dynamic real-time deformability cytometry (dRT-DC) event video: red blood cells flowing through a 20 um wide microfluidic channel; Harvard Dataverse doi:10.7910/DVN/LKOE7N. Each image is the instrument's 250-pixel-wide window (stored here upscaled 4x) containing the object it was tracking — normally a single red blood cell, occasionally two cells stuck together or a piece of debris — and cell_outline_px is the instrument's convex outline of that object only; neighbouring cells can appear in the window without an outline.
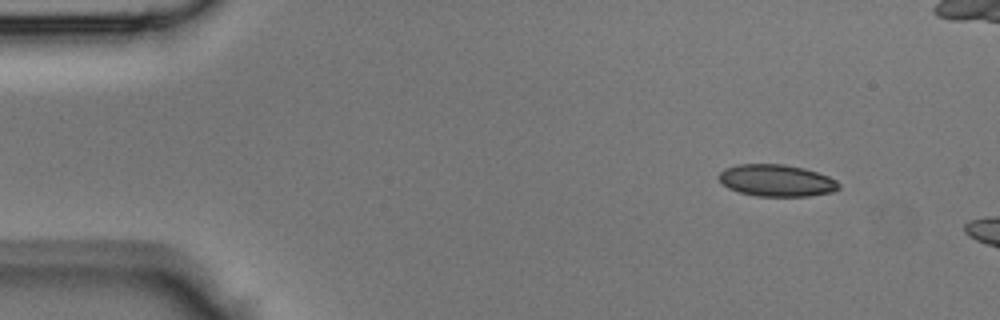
{"species": "Egyptian fruit bat (a non-hibernating species)", "species_latin": "Rousettus aegyptiacus", "temperature_condition": "room temperature", "stored_images_in_passage": 37, "camera_frame_rate_fps": 3000, "um_per_image_px": 0.085, "animal": {"sex": "male"}, "frame": {"image": 1, "passage_image": 1, "time_ms": 0.0, "image_size_px": [1000, 320], "cell_outline_px": [[840, 188], [832, 192], [808, 196], [756, 196], [740, 192], [728, 188], [716, 176], [724, 168], [736, 164], [784, 164], [804, 168], [828, 176], [836, 180], [840, 184]], "centroid_in_image_um": [65.99, 15.33], "position_along_channel_um": 19.0, "area_um2": 22.37}}
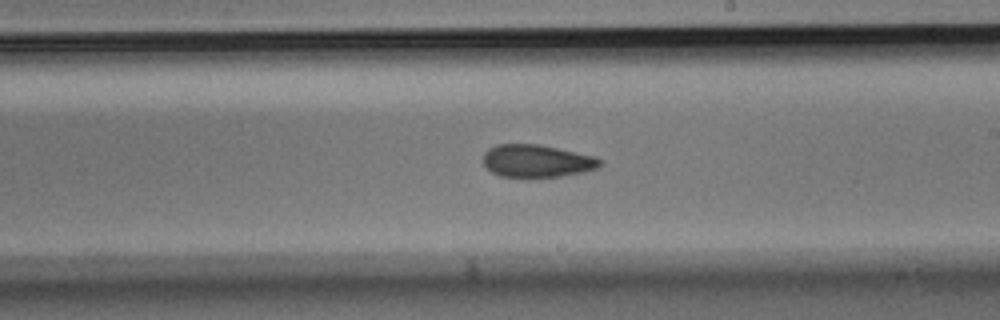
{"frame": {"image": 2, "passage_image": 21, "time_ms": 6.667, "image_size_px": [1000, 320], "cell_outline_px": [[604, 164], [600, 168], [560, 176], [500, 176], [492, 172], [484, 164], [484, 152], [488, 148], [496, 144], [540, 144], [596, 156]], "centroid_in_image_um": [45.66, 13.66], "position_along_channel_um": 243.3, "area_um2": 22.08}}
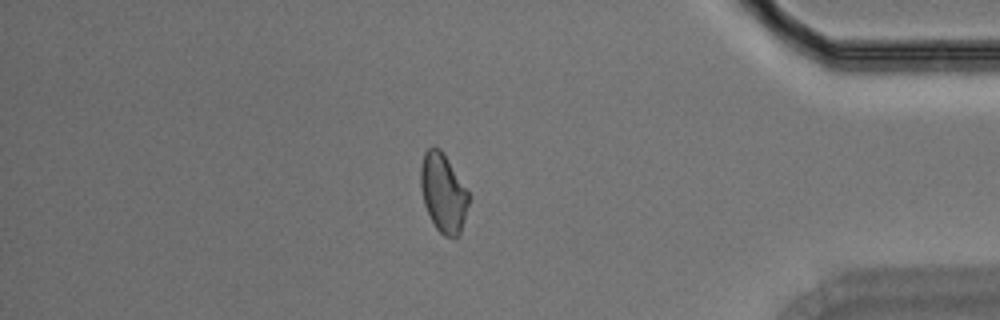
{"frame": {"image": 3, "passage_image": 33, "time_ms": 10.667, "image_size_px": [1000, 320], "cell_outline_px": [[468, 204], [460, 236], [456, 240], [444, 236], [436, 228], [424, 204], [420, 188], [420, 168], [424, 152], [432, 144], [440, 148], [468, 192]], "centroid_in_image_um": [37.65, 16.41], "position_along_channel_um": 397.5, "area_um2": 22.02}}